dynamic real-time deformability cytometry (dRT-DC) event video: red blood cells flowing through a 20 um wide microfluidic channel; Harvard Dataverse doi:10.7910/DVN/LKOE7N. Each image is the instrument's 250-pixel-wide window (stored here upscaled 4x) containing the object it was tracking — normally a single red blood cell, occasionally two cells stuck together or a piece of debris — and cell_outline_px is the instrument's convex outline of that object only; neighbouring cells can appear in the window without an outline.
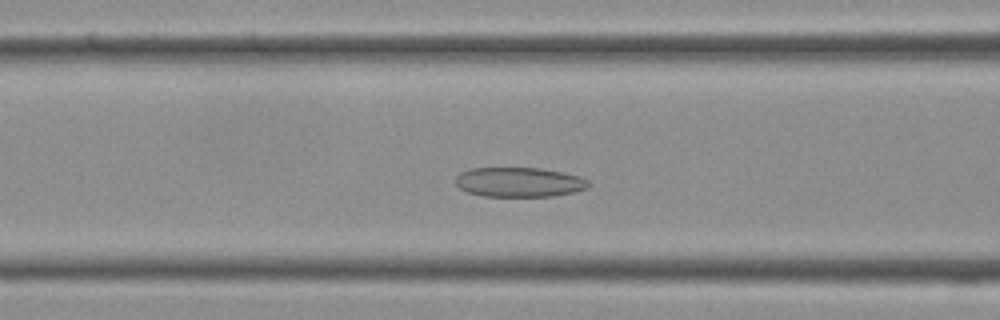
{"species": "Egyptian fruit bat (a non-hibernating species)", "species_latin": "Rousettus aegyptiacus", "temperature_condition": "cold", "stored_images_in_passage": 38, "camera_frame_rate_fps": 3000, "um_per_image_px": 0.085, "frame": {"image": 1, "passage_image": 14, "time_ms": 4.333, "image_size_px": [1000, 320], "cell_outline_px": [[588, 188], [572, 192], [552, 196], [484, 196], [468, 192], [460, 188], [456, 184], [456, 176], [460, 172], [472, 168], [540, 168], [580, 176], [588, 180]], "centroid_in_image_um": [44.11, 15.48], "position_along_channel_um": 122.5, "area_um2": 22.77}}
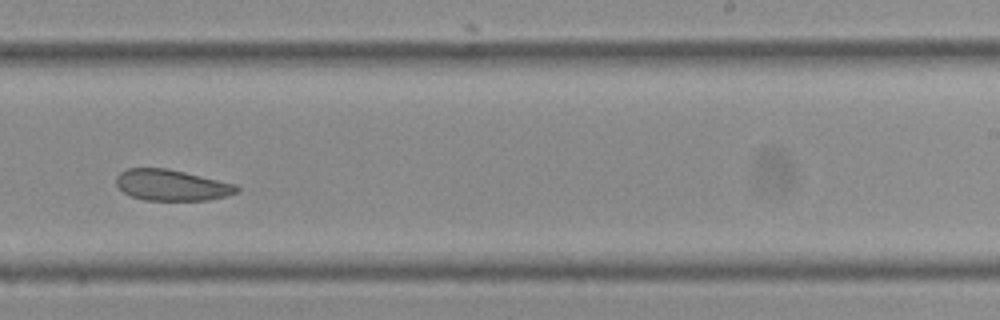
{"frame": {"image": 2, "passage_image": 23, "time_ms": 7.333, "image_size_px": [1000, 320], "cell_outline_px": [[240, 188], [236, 192], [224, 196], [208, 200], [144, 200], [132, 196], [124, 192], [116, 184], [116, 176], [120, 172], [128, 168], [168, 168], [236, 184]], "centroid_in_image_um": [14.57, 15.73], "position_along_channel_um": 274.4, "area_um2": 21.68}}
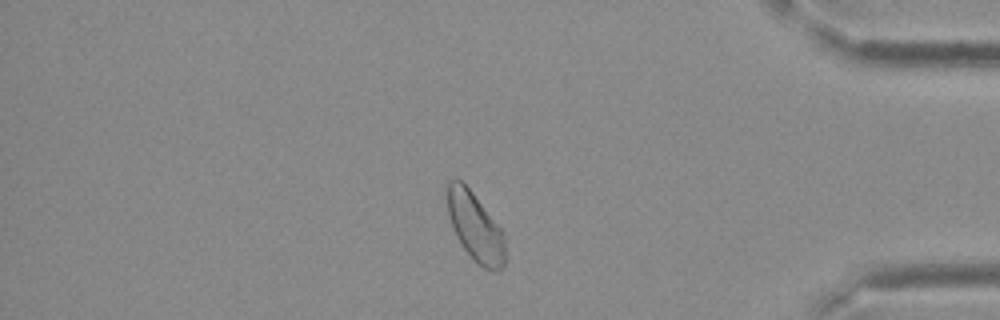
{"frame": {"image": 3, "passage_image": 32, "time_ms": 10.333, "image_size_px": [1000, 320], "cell_outline_px": [[504, 264], [500, 272], [492, 272], [484, 268], [464, 248], [456, 236], [448, 212], [444, 188], [444, 184], [448, 180], [460, 180], [472, 192], [500, 228], [504, 236]], "centroid_in_image_um": [40.36, 19.25], "position_along_channel_um": 394.8, "area_um2": 22.89}}